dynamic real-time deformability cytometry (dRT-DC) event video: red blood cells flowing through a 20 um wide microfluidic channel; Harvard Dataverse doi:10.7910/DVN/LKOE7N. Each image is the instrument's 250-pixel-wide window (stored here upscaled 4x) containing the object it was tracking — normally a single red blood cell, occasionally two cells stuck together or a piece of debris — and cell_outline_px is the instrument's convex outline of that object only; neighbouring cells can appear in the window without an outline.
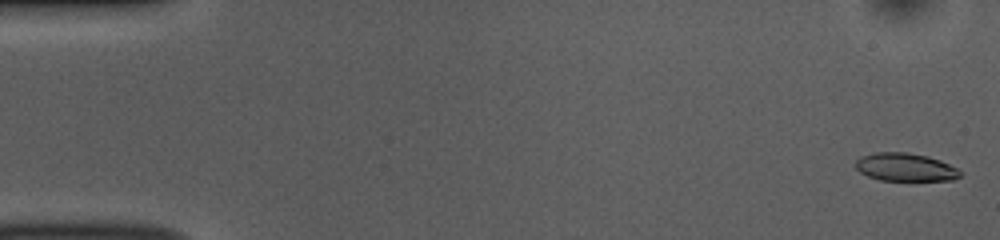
{"species": "common noctule bat (a hibernating species)", "species_latin": "Nyctalus noctula", "temperature_condition": "room temperature", "stored_images_in_passage": 52, "camera_frame_rate_fps": 3000, "um_per_image_px": 0.085, "animal": {"sex": "female", "body_mass_g": 10.0, "forearm_length_mm": 53.1}, "frame": {"image": 1, "passage_image": 1, "time_ms": 0.0, "image_size_px": [1000, 240], "cell_outline_px": [[964, 172], [960, 176], [952, 180], [880, 180], [868, 176], [860, 172], [856, 168], [856, 160], [860, 156], [876, 152], [908, 152], [928, 156], [940, 160]], "centroid_in_image_um": [76.95, 14.2], "position_along_channel_um": 8.0, "area_um2": 17.11}}
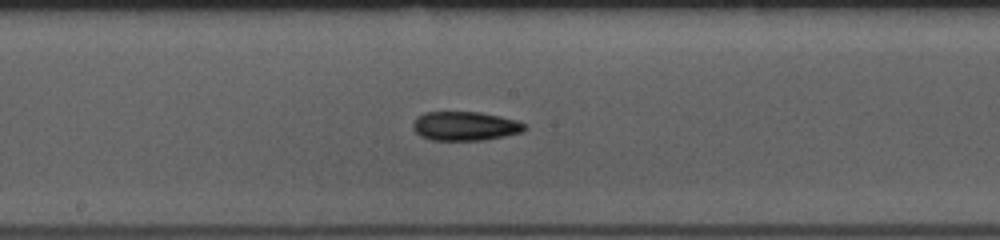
{"frame": {"image": 2, "passage_image": 27, "time_ms": 8.667, "image_size_px": [1000, 240], "cell_outline_px": [[524, 128], [520, 132], [504, 136], [484, 140], [432, 140], [420, 136], [412, 128], [412, 124], [416, 116], [424, 112], [480, 112], [500, 116], [516, 120], [524, 124]], "centroid_in_image_um": [39.46, 10.71], "position_along_channel_um": 208.7, "area_um2": 18.84}}
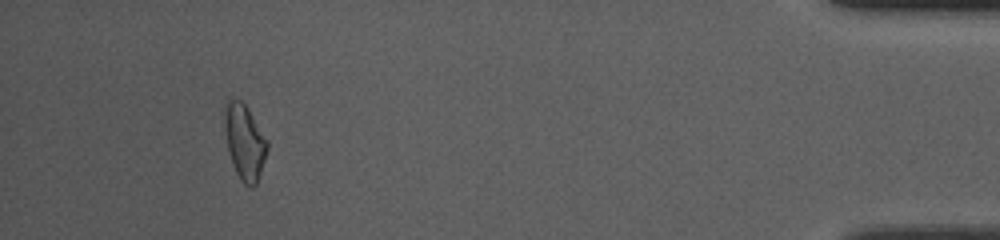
{"frame": {"image": 3, "passage_image": 48, "time_ms": 15.667, "image_size_px": [1000, 240], "cell_outline_px": [[268, 148], [256, 184], [252, 188], [244, 184], [240, 180], [236, 172], [228, 148], [224, 120], [224, 104], [228, 96], [240, 100], [248, 108], [268, 140]], "centroid_in_image_um": [20.79, 12.0], "position_along_channel_um": 414.4, "area_um2": 18.67}, "authors_computed_cell_mechanics": {"area_um2": 18.0336, "velocity_mm_per_s": 3.8661, "shape_relaxation_time_tau1_ms": 10.0521, "shape_relaxation_time_tau2_ms": 7.9207, "deformation_change_tau1": 0.2275, "deformation_change_tau2": 0.1737}}